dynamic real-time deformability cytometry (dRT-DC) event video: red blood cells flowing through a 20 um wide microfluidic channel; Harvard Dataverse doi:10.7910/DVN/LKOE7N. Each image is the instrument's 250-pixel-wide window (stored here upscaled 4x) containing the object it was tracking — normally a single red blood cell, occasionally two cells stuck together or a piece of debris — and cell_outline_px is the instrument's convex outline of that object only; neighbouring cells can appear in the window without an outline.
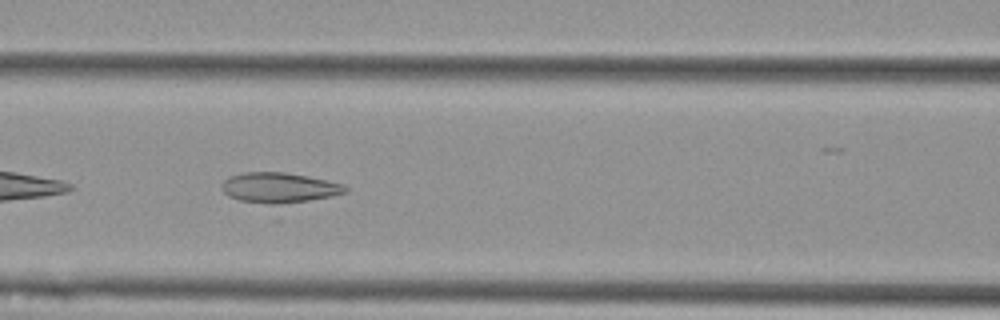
{"species": "Egyptian fruit bat (a non-hibernating species)", "species_latin": "Rousettus aegyptiacus", "temperature_condition": "cold", "stored_images_in_passage": 40, "camera_frame_rate_fps": 3000, "um_per_image_px": 0.085, "animal": {"sex": "female"}, "frame": {"image": 1, "passage_image": 8, "time_ms": 2.333, "image_size_px": [1000, 320], "cell_outline_px": [[348, 192], [332, 196], [308, 200], [280, 204], [268, 204], [240, 200], [228, 196], [220, 188], [224, 180], [232, 176], [244, 172], [284, 172], [308, 176], [344, 184], [348, 188]], "centroid_in_image_um": [23.74, 15.95], "position_along_channel_um": 142.9, "area_um2": 21.68}}
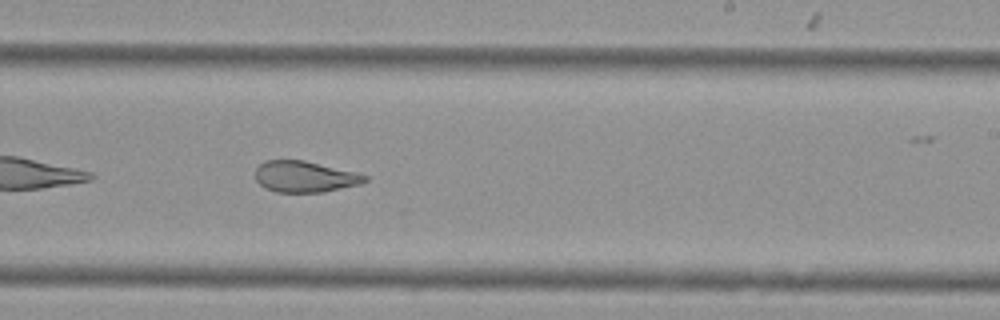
{"frame": {"image": 2, "passage_image": 18, "time_ms": 5.667, "image_size_px": [1000, 320], "cell_outline_px": [[368, 180], [360, 184], [324, 192], [276, 192], [260, 184], [256, 180], [256, 168], [264, 160], [304, 160], [356, 172], [368, 176]], "centroid_in_image_um": [25.92, 15.01], "position_along_channel_um": 263.1, "area_um2": 19.83}}
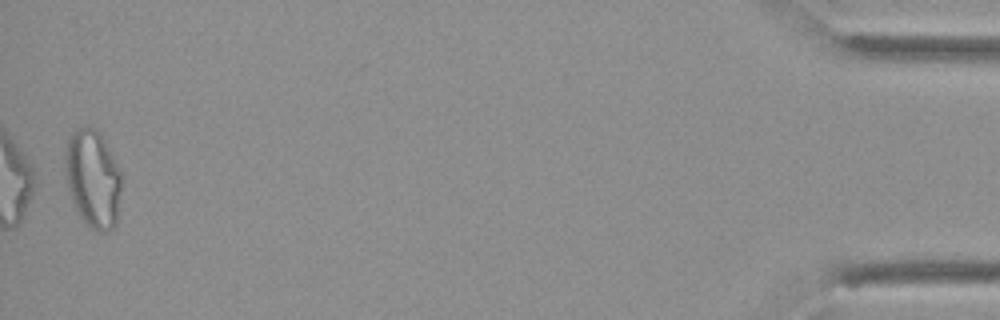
{"frame": {"image": 3, "passage_image": 39, "time_ms": 12.667, "image_size_px": [1000, 320], "cell_outline_px": [[120, 192], [116, 224], [112, 228], [104, 232], [100, 232], [92, 228], [80, 216], [72, 200], [68, 188], [64, 172], [64, 160], [68, 140], [84, 124], [88, 124], [96, 128], [100, 132], [120, 168]], "centroid_in_image_um": [7.89, 15.15], "position_along_channel_um": 427.3, "area_um2": 32.02}, "authors_computed_cell_mechanics": {"area_um2": 22.1085, "velocity_mm_per_s": 3.6232, "shape_relaxation_time_tau1_ms": null, "shape_relaxation_time_tau2_ms": 2.2667, "deformation_change_tau1": null, "deformation_change_tau2": 0.0853}}